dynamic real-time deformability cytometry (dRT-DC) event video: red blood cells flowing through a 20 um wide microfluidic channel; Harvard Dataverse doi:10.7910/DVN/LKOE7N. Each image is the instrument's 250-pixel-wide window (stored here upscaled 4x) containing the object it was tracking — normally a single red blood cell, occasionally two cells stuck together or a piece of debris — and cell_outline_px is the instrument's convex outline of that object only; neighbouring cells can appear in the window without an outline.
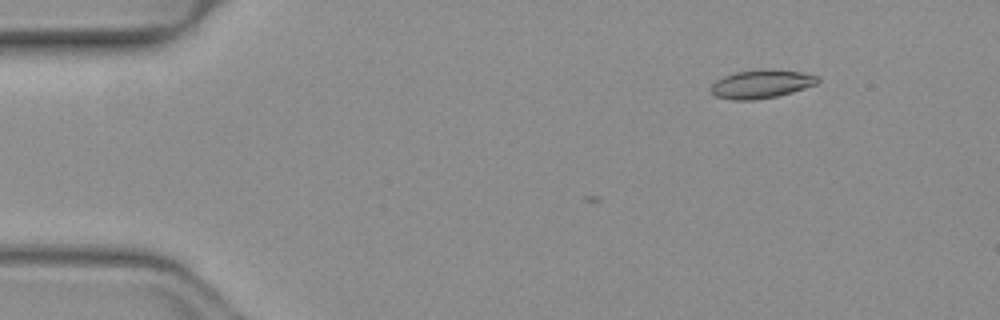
{"species": "common noctule bat (a hibernating species)", "species_latin": "Nyctalus noctula", "temperature_condition": "warm", "stored_images_in_passage": 6, "camera_frame_rate_fps": 3000, "um_per_image_px": 0.085, "animal": {"sex": "female", "body_mass_g": 19.3, "forearm_length_mm": 54.1}, "frame": {"image": 1, "passage_image": 6, "time_ms": 1.667, "image_size_px": [1000, 320], "cell_outline_px": [[820, 80], [816, 84], [792, 92], [776, 96], [752, 100], [732, 100], [716, 96], [712, 92], [712, 84], [716, 80], [724, 76], [736, 72], [768, 68], [800, 72], [820, 76]], "centroid_in_image_um": [64.74, 7.13], "position_along_channel_um": 20.3, "area_um2": 17.63}}